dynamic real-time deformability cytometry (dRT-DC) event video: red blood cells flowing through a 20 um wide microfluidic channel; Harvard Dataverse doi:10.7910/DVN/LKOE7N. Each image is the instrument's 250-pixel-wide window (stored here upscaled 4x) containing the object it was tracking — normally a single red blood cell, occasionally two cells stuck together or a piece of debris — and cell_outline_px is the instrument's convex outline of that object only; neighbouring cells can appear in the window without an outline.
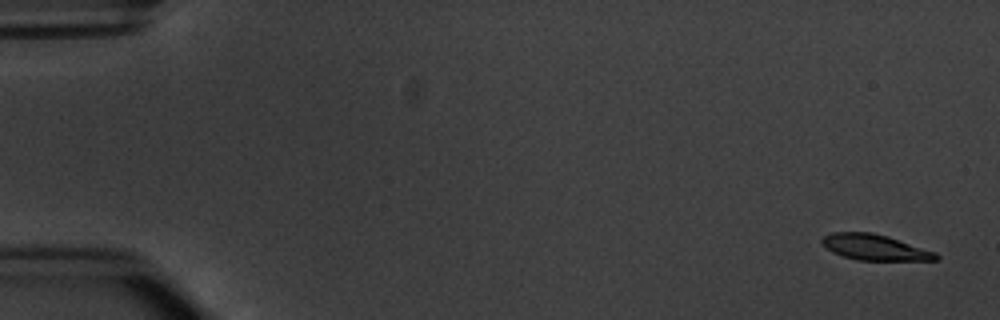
{"species": "common noctule bat (a hibernating species)", "species_latin": "Nyctalus noctula", "temperature_condition": "warm", "stored_images_in_passage": 5, "camera_frame_rate_fps": 3000, "um_per_image_px": 0.085, "animal": {"sex": "male", "body_mass_g": 20.1, "forearm_length_mm": 53.5}, "frame": {"image": 1, "passage_image": 1, "time_ms": 0.0, "image_size_px": [1000, 320], "cell_outline_px": [[940, 260], [856, 260], [832, 252], [820, 240], [824, 236], [832, 232], [872, 232], [888, 236], [936, 252], [940, 256]], "centroid_in_image_um": [74.39, 21.02], "position_along_channel_um": 10.6, "area_um2": 17.05}}
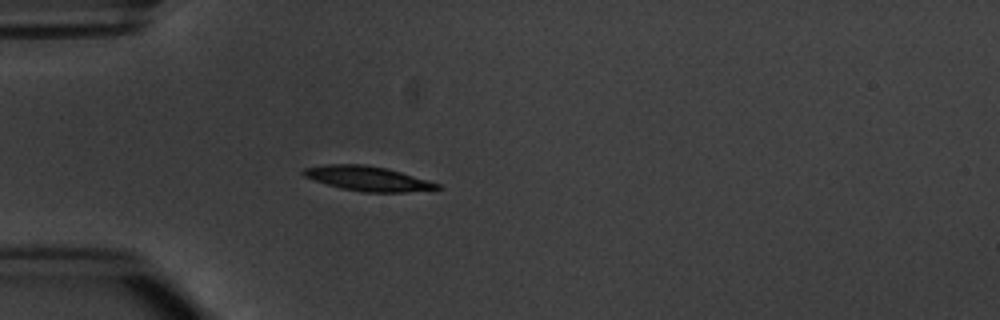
{"frame": {"image": 2, "passage_image": 5, "time_ms": 4.667, "image_size_px": [1000, 320], "cell_outline_px": [[444, 188], [404, 192], [364, 192], [340, 188], [304, 176], [300, 172], [304, 168], [324, 164], [364, 164], [388, 168], [440, 184]], "centroid_in_image_um": [31.25, 15.16], "position_along_channel_um": 53.7, "area_um2": 19.13}}